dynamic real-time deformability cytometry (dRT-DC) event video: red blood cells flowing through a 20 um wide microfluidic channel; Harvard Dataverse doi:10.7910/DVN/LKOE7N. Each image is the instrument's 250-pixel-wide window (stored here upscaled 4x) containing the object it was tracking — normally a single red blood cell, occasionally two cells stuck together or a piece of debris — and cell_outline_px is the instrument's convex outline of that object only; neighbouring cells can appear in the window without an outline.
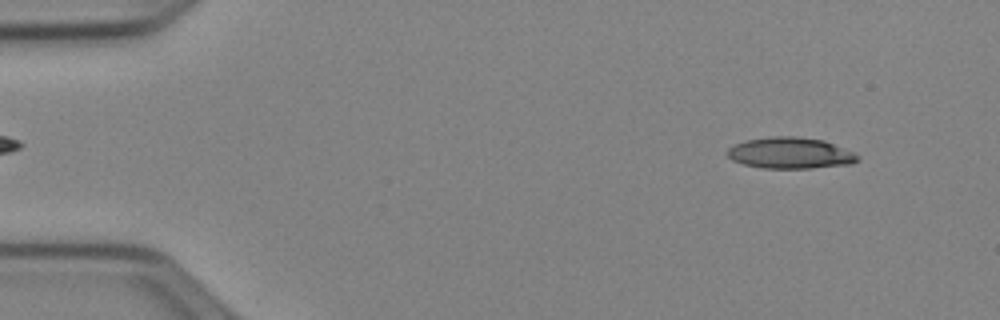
{"species": "Egyptian fruit bat (a non-hibernating species)", "species_latin": "Rousettus aegyptiacus", "temperature_condition": "cold", "stored_images_in_passage": 19, "camera_frame_rate_fps": 3000, "um_per_image_px": 0.085, "animal": {"sex": "female"}, "frame": {"image": 1, "passage_image": 5, "time_ms": 1.333, "image_size_px": [1000, 320], "cell_outline_px": [[860, 160], [852, 164], [812, 168], [764, 168], [744, 164], [732, 160], [724, 152], [728, 148], [736, 144], [748, 140], [772, 136], [796, 136], [824, 140], [852, 152], [860, 156]], "centroid_in_image_um": [67.18, 13.01], "position_along_channel_um": 17.8, "area_um2": 23.7}}
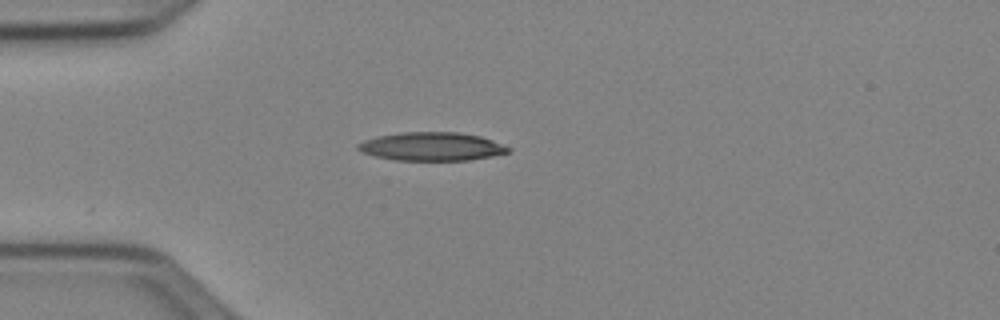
{"frame": {"image": 2, "passage_image": 14, "time_ms": 4.333, "image_size_px": [1000, 320], "cell_outline_px": [[512, 148], [508, 152], [492, 156], [468, 160], [396, 160], [376, 156], [360, 152], [356, 148], [356, 144], [364, 140], [376, 136], [400, 132], [456, 132], [480, 136], [492, 140]], "centroid_in_image_um": [36.65, 12.45], "position_along_channel_um": 48.3, "area_um2": 24.91}}
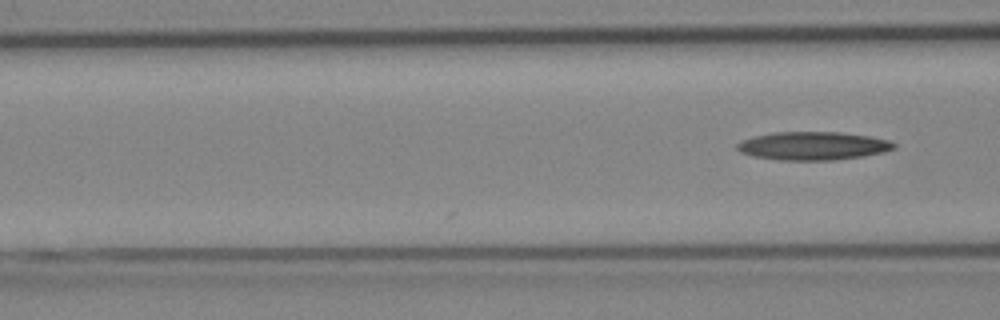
{"frame": {"image": 3, "passage_image": 19, "time_ms": 6.0, "image_size_px": [1000, 320], "cell_outline_px": [[896, 148], [880, 152], [860, 156], [832, 160], [776, 160], [752, 156], [740, 152], [736, 148], [736, 144], [740, 140], [752, 136], [772, 132], [840, 132], [868, 136], [888, 140], [896, 144]], "centroid_in_image_um": [69.01, 12.39], "position_along_channel_um": 97.6, "area_um2": 25.84}}